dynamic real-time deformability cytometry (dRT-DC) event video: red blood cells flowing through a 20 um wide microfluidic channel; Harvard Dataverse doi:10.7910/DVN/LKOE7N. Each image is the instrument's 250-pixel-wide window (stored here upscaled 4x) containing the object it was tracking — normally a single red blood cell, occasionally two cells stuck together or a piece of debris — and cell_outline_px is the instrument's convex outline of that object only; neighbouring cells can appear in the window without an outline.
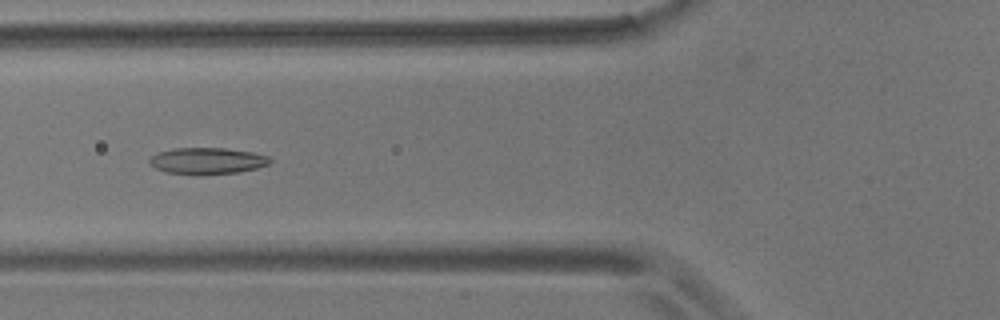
{"species": "common noctule bat (a hibernating species)", "species_latin": "Nyctalus noctula", "temperature_condition": "room temperature", "stored_images_in_passage": 5, "camera_frame_rate_fps": 3000, "um_per_image_px": 0.085, "animal": {"sex": "male", "body_mass_g": 17.9}, "frame": {"image": 1, "passage_image": 3, "time_ms": 2.333, "image_size_px": [1000, 320], "cell_outline_px": [[272, 160], [268, 164], [256, 168], [240, 172], [200, 176], [196, 176], [164, 172], [148, 164], [148, 160], [156, 152], [172, 148], [224, 148], [252, 152], [268, 156]], "centroid_in_image_um": [17.55, 13.69], "position_along_channel_um": 108.2, "area_um2": 19.07}}
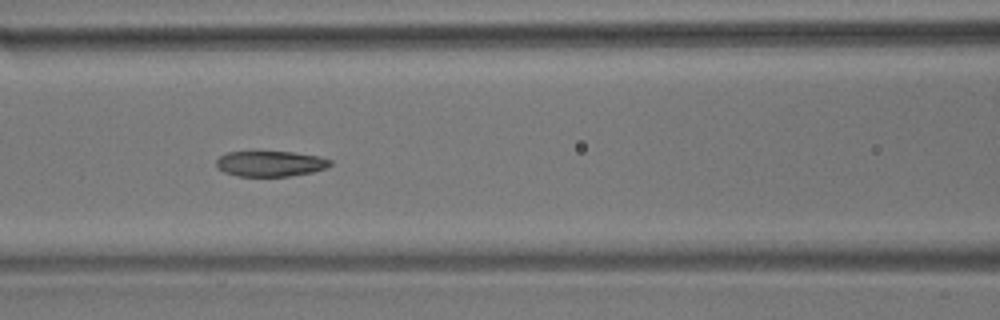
{"frame": {"image": 2, "passage_image": 4, "time_ms": 3.333, "image_size_px": [1000, 320], "cell_outline_px": [[332, 164], [328, 168], [312, 172], [288, 176], [236, 176], [224, 172], [216, 168], [216, 160], [220, 156], [228, 152], [292, 152], [320, 156], [332, 160]], "centroid_in_image_um": [23.0, 13.91], "position_along_channel_um": 143.6, "area_um2": 17.05}}
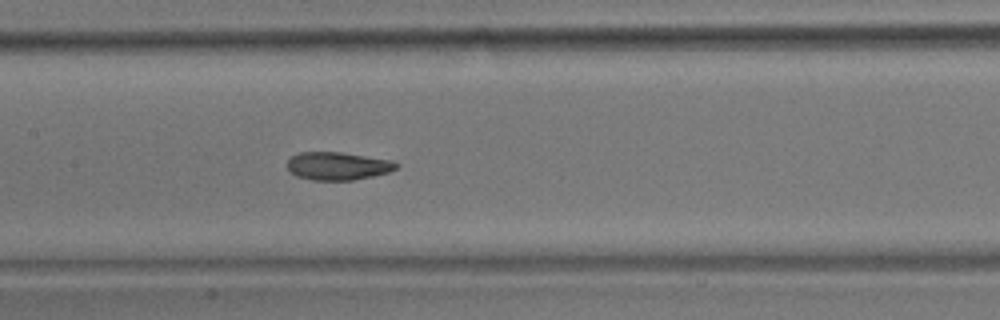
{"frame": {"image": 3, "passage_image": 5, "time_ms": 4.333, "image_size_px": [1000, 320], "cell_outline_px": [[400, 164], [396, 168], [388, 172], [372, 176], [352, 180], [312, 180], [296, 176], [288, 168], [288, 160], [292, 156], [300, 152], [340, 152], [392, 160]], "centroid_in_image_um": [28.72, 14.1], "position_along_channel_um": 178.7, "area_um2": 17.63}}